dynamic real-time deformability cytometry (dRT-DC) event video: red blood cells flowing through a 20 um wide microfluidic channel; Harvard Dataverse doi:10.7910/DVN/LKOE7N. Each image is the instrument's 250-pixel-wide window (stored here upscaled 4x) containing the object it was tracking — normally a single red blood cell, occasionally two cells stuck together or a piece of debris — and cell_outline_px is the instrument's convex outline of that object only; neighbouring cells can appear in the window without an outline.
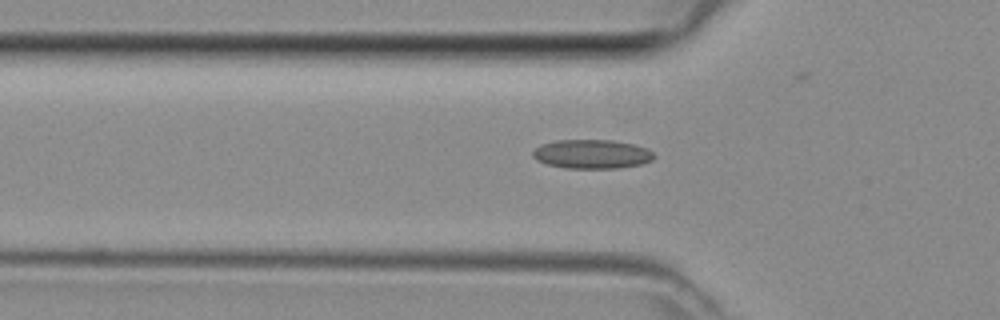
{"species": "common noctule bat (a hibernating species)", "species_latin": "Nyctalus noctula", "temperature_condition": "room temperature", "stored_images_in_passage": 15, "camera_frame_rate_fps": 3000, "um_per_image_px": 0.085, "animal": {"sex": "female", "body_mass_g": 29.2, "forearm_length_mm": 56.3}, "frame": {"image": 1, "passage_image": 3, "time_ms": 0.667, "image_size_px": [1000, 320], "cell_outline_px": [[656, 156], [652, 160], [640, 164], [620, 168], [564, 168], [548, 164], [536, 160], [532, 156], [532, 152], [540, 144], [556, 140], [612, 140], [632, 144], [648, 148]], "centroid_in_image_um": [50.3, 13.09], "position_along_channel_um": 75.5, "area_um2": 20.58}}
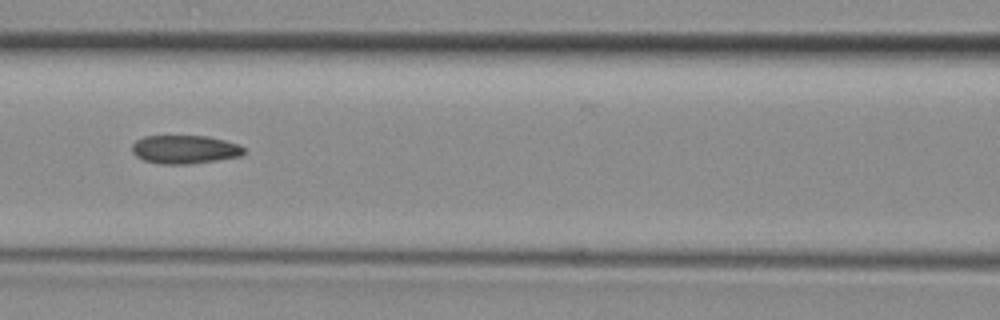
{"frame": {"image": 2, "passage_image": 8, "time_ms": 2.333, "image_size_px": [1000, 320], "cell_outline_px": [[244, 152], [240, 156], [192, 164], [160, 164], [144, 160], [136, 156], [132, 152], [132, 144], [136, 140], [144, 136], [208, 136], [224, 140], [236, 144], [244, 148]], "centroid_in_image_um": [15.66, 12.7], "position_along_channel_um": 150.9, "area_um2": 18.5}}
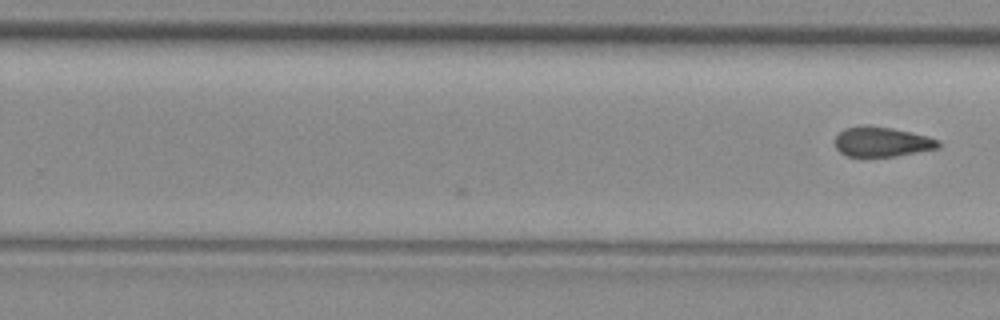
{"frame": {"image": 3, "passage_image": 15, "time_ms": 4.667, "image_size_px": [1000, 320], "cell_outline_px": [[940, 148], [896, 156], [848, 156], [840, 152], [836, 148], [836, 136], [844, 128], [860, 124], [868, 124], [892, 128], [912, 132], [928, 136], [940, 140]], "centroid_in_image_um": [74.98, 12.03], "position_along_channel_um": 254.8, "area_um2": 18.21}}